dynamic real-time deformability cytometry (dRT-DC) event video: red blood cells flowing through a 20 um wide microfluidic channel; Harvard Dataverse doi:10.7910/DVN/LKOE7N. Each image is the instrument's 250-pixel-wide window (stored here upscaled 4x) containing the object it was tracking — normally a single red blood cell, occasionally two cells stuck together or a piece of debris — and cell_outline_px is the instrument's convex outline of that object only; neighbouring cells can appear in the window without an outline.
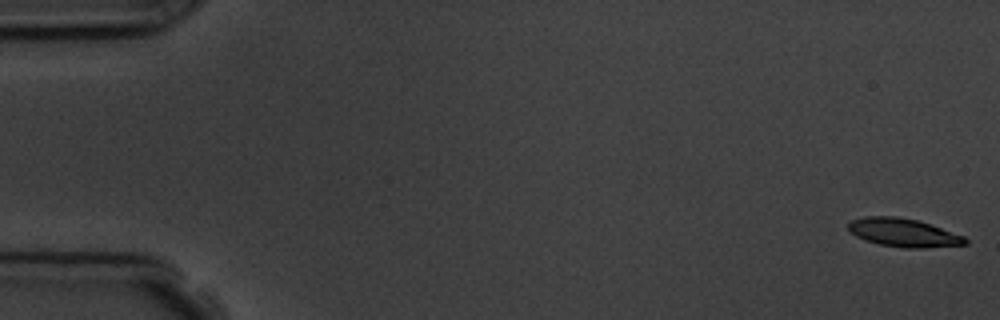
{"species": "common noctule bat (a hibernating species)", "species_latin": "Nyctalus noctula", "temperature_condition": "room temperature", "stored_images_in_passage": 5, "camera_frame_rate_fps": 3000, "um_per_image_px": 0.085, "animal": {"sex": "male", "body_mass_g": 19.5, "forearm_length_mm": 54.6}, "frame": {"image": 1, "passage_image": 1, "time_ms": 0.0, "image_size_px": [1000, 320], "cell_outline_px": [[968, 244], [924, 248], [904, 248], [880, 244], [856, 236], [848, 228], [848, 224], [852, 220], [864, 216], [896, 216], [916, 220], [964, 236], [968, 240]], "centroid_in_image_um": [76.8, 19.77], "position_along_channel_um": 8.2, "area_um2": 19.02}}
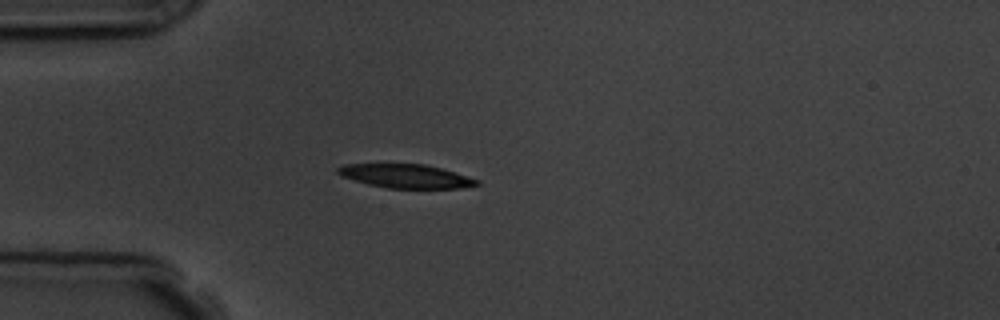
{"frame": {"image": 2, "passage_image": 5, "time_ms": 4.667, "image_size_px": [1000, 320], "cell_outline_px": [[480, 184], [460, 188], [388, 188], [368, 184], [344, 176], [336, 172], [336, 168], [344, 164], [424, 164], [456, 172], [480, 180]], "centroid_in_image_um": [34.53, 14.96], "position_along_channel_um": 50.5, "area_um2": 19.07}}